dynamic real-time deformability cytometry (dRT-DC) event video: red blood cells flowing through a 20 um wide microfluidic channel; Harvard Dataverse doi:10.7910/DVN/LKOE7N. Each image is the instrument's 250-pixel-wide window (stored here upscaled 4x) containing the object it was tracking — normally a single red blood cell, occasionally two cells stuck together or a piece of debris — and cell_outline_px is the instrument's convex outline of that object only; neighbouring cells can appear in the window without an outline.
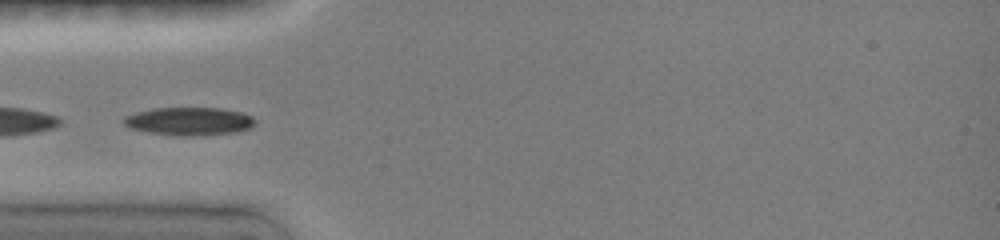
{"species": "common noctule bat (a hibernating species)", "species_latin": "Nyctalus noctula", "temperature_condition": "room temperature", "stored_images_in_passage": 8, "camera_frame_rate_fps": 3000, "um_per_image_px": 0.085, "animal": {"sex": "female", "body_mass_g": 19.0, "forearm_length_mm": 51.5}, "frame": {"image": 1, "passage_image": 3, "time_ms": 1.0, "image_size_px": [1000, 240], "cell_outline_px": [[256, 124], [252, 128], [236, 132], [188, 136], [184, 136], [148, 132], [132, 128], [124, 124], [120, 120], [124, 116], [136, 112], [152, 108], [224, 108], [240, 112], [252, 116], [256, 120]], "centroid_in_image_um": [16.1, 10.3], "position_along_channel_um": 68.9, "area_um2": 21.56}}